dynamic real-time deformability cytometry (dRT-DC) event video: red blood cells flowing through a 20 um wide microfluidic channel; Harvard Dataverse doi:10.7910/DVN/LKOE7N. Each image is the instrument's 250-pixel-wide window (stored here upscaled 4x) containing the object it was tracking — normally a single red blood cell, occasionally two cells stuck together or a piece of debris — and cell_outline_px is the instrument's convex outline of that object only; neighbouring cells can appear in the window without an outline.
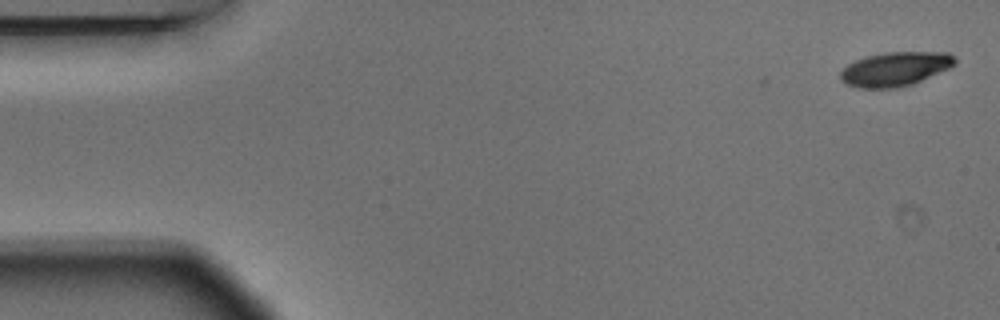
{"species": "Egyptian fruit bat (a non-hibernating species)", "species_latin": "Rousettus aegyptiacus", "temperature_condition": "warm", "stored_images_in_passage": 4, "camera_frame_rate_fps": 3000, "um_per_image_px": 0.085, "animal": {"sex": "male"}, "frame": {"image": 1, "passage_image": 1, "time_ms": 0.0, "image_size_px": [1000, 320], "cell_outline_px": [[956, 64], [948, 68], [912, 84], [900, 88], [856, 88], [840, 80], [840, 72], [848, 64], [856, 60], [868, 56], [884, 52], [948, 52], [956, 60]], "centroid_in_image_um": [76.07, 5.87], "position_along_channel_um": 8.9, "area_um2": 22.66}}
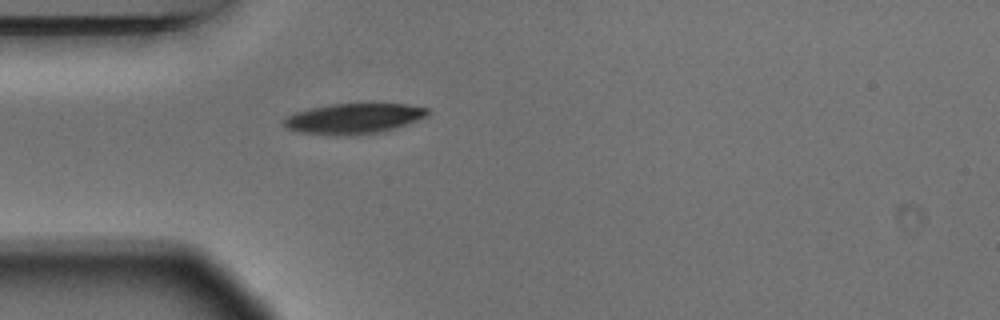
{"frame": {"image": 2, "passage_image": 4, "time_ms": 1.0, "image_size_px": [1000, 320], "cell_outline_px": [[428, 116], [408, 124], [396, 128], [380, 132], [300, 132], [288, 128], [280, 120], [296, 112], [308, 108], [332, 104], [368, 100], [408, 104], [428, 108]], "centroid_in_image_um": [30.18, 9.96], "position_along_channel_um": 54.8, "area_um2": 25.37}}